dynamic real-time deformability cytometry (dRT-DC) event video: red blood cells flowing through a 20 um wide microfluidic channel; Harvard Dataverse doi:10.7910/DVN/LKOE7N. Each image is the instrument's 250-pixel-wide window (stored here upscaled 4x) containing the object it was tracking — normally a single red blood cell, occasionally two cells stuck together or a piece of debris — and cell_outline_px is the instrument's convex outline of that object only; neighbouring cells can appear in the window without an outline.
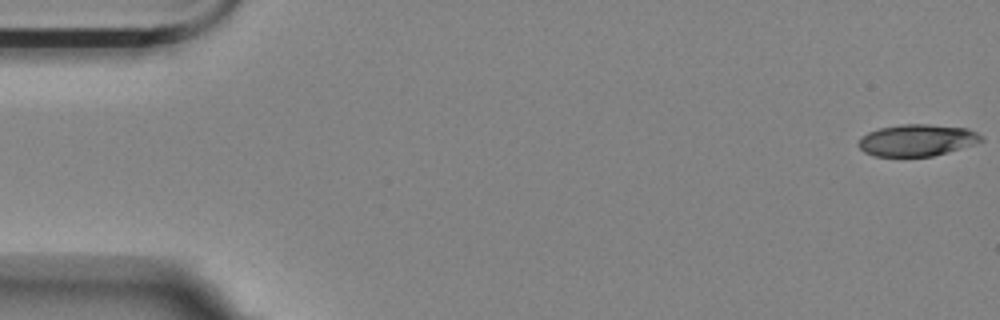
{"species": "Egyptian fruit bat (a non-hibernating species)", "species_latin": "Rousettus aegyptiacus", "temperature_condition": "room temperature", "stored_images_in_passage": 15, "camera_frame_rate_fps": 3000, "um_per_image_px": 0.085, "animal": {"sex": "female"}, "frame": {"image": 1, "passage_image": 1, "time_ms": 0.0, "image_size_px": [1000, 320], "cell_outline_px": [[984, 140], [948, 152], [932, 156], [872, 156], [864, 152], [856, 144], [860, 136], [868, 132], [880, 128], [900, 124], [928, 124], [968, 128], [984, 136]], "centroid_in_image_um": [77.91, 11.91], "position_along_channel_um": 7.1, "area_um2": 22.83}}
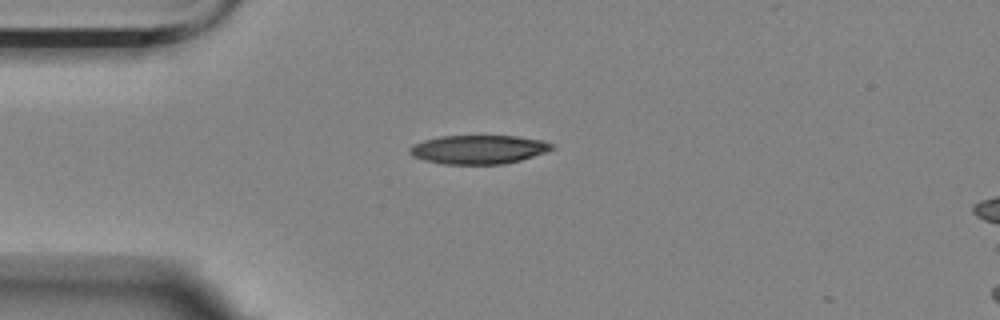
{"frame": {"image": 2, "passage_image": 14, "time_ms": 4.333, "image_size_px": [1000, 320], "cell_outline_px": [[556, 148], [520, 160], [504, 164], [444, 164], [424, 160], [412, 156], [408, 152], [408, 148], [412, 144], [424, 140], [440, 136], [516, 136], [544, 140], [556, 144]], "centroid_in_image_um": [40.67, 12.7], "position_along_channel_um": 44.3, "area_um2": 24.04}}